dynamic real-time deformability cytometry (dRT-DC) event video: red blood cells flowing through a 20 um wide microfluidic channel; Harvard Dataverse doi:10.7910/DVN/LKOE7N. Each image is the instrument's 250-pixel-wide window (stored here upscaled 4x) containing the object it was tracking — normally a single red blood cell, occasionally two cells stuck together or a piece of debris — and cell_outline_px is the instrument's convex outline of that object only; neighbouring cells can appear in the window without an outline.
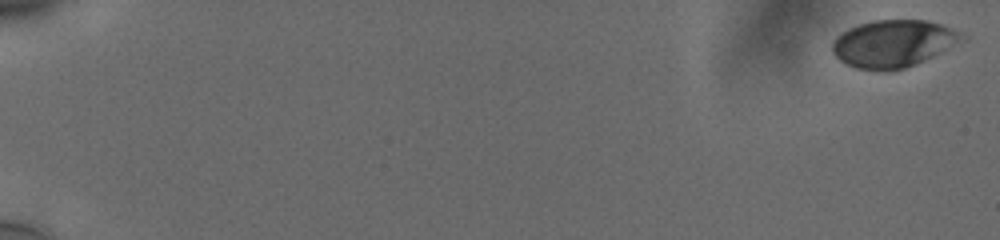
{"species": "human", "species_latin": "Homo sapiens", "temperature_condition": "cold", "stored_images_in_passage": 19, "camera_frame_rate_fps": 3000, "um_per_image_px": 0.085, "donor": {"sex": "male"}, "frame": {"image": 1, "passage_image": 1, "time_ms": 0.0, "image_size_px": [1000, 240], "cell_outline_px": [[968, 40], [916, 64], [892, 72], [880, 72], [856, 68], [840, 60], [832, 52], [832, 44], [836, 36], [860, 24], [876, 20], [924, 20], [940, 24], [964, 32], [968, 36]], "centroid_in_image_um": [76.01, 3.72], "position_along_channel_um": 9.0, "area_um2": 36.13}}
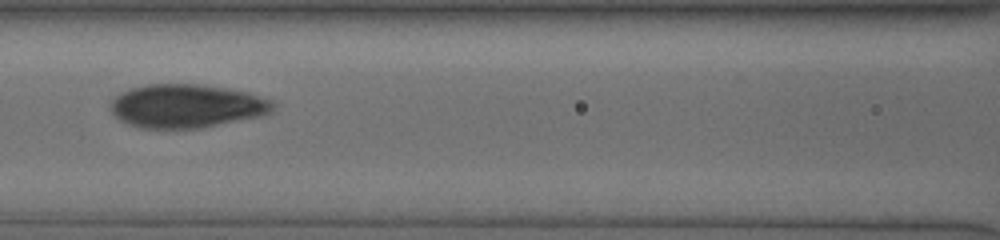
{"frame": {"image": 2, "passage_image": 14, "time_ms": 4.333, "image_size_px": [1000, 240], "cell_outline_px": [[276, 104], [268, 112], [256, 116], [200, 128], [140, 128], [128, 124], [120, 120], [112, 112], [112, 100], [116, 96], [132, 88], [148, 84], [200, 84], [248, 92], [272, 100]], "centroid_in_image_um": [15.84, 9.0], "position_along_channel_um": 150.8, "area_um2": 40.58}}
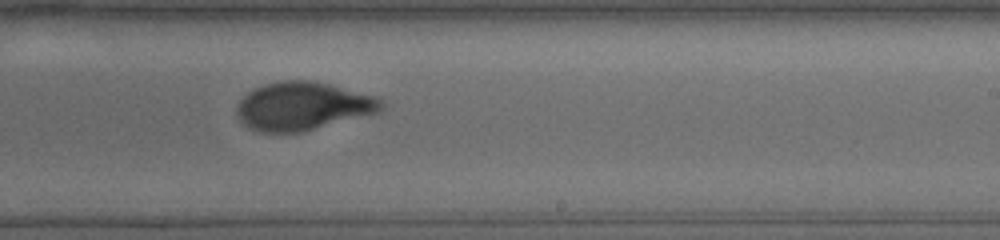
{"frame": {"image": 3, "passage_image": 18, "time_ms": 5.667, "image_size_px": [1000, 240], "cell_outline_px": [[384, 108], [380, 112], [304, 132], [260, 132], [248, 128], [240, 120], [236, 112], [236, 108], [240, 100], [248, 92], [264, 84], [284, 80], [308, 80], [328, 84], [376, 96], [384, 100]], "centroid_in_image_um": [25.76, 9.03], "position_along_channel_um": 263.2, "area_um2": 40.75}}